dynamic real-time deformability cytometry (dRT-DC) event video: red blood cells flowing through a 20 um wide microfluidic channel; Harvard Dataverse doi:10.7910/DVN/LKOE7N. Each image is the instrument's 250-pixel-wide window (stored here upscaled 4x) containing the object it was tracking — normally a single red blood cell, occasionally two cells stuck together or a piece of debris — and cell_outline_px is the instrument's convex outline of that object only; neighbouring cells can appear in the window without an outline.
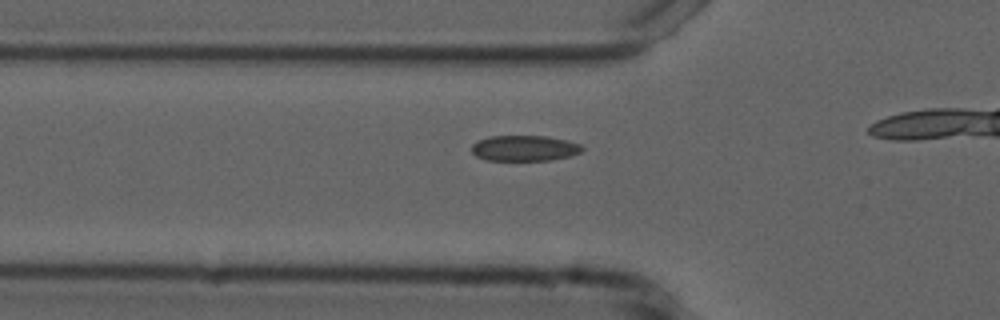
{"species": "common noctule bat (a hibernating species)", "species_latin": "Nyctalus noctula", "temperature_condition": "cold", "stored_images_in_passage": 17, "camera_frame_rate_fps": 3000, "um_per_image_px": 0.085, "animal": {"sex": "male", "forearm_length_mm": 52.5}, "frame": {"image": 1, "passage_image": 12, "time_ms": 3.667, "image_size_px": [1000, 320], "cell_outline_px": [[584, 148], [580, 152], [568, 156], [548, 160], [484, 160], [476, 156], [472, 152], [472, 144], [476, 140], [488, 136], [544, 136], [568, 140], [580, 144]], "centroid_in_image_um": [44.53, 12.59], "position_along_channel_um": 81.3, "area_um2": 16.53}}
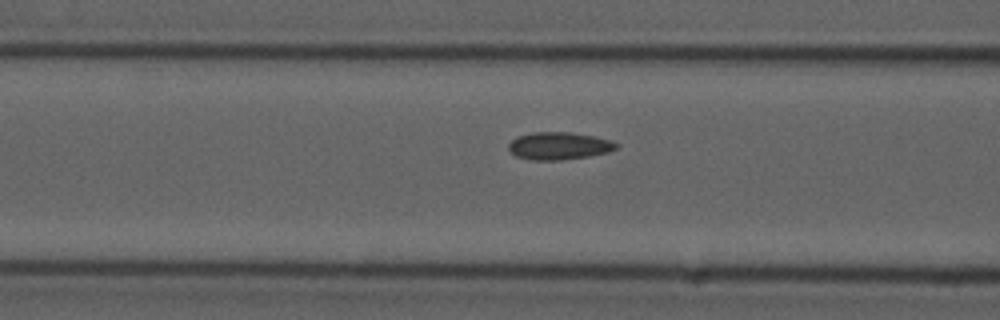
{"frame": {"image": 2, "passage_image": 15, "time_ms": 4.667, "image_size_px": [1000, 320], "cell_outline_px": [[620, 144], [616, 148], [608, 152], [588, 156], [560, 160], [532, 160], [516, 156], [508, 148], [508, 144], [516, 136], [532, 132], [572, 132], [596, 136]], "centroid_in_image_um": [47.5, 12.39], "position_along_channel_um": 119.1, "area_um2": 17.28}}